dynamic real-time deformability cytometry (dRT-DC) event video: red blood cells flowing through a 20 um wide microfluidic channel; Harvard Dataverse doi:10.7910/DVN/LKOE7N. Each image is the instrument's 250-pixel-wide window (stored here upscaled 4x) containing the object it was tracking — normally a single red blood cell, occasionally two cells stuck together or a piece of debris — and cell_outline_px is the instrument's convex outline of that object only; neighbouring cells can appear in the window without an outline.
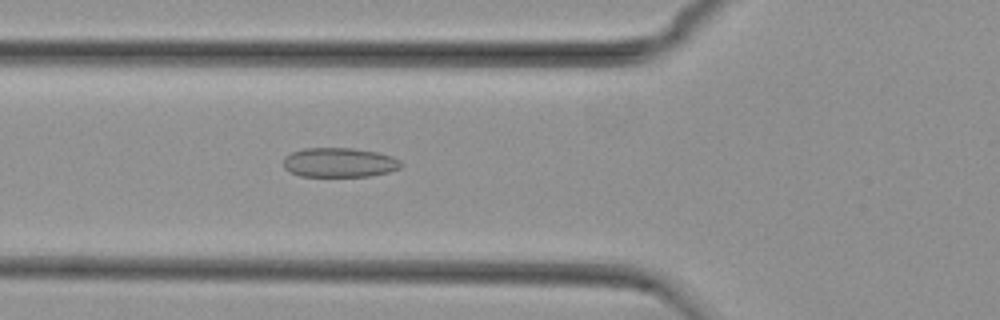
{"species": "common noctule bat (a hibernating species)", "species_latin": "Nyctalus noctula", "temperature_condition": "cold", "stored_images_in_passage": 44, "camera_frame_rate_fps": 3000, "um_per_image_px": 0.085, "animal": {"sex": "female", "body_mass_g": 29.2, "forearm_length_mm": 56.3}, "frame": {"image": 1, "passage_image": 20, "time_ms": 6.333, "image_size_px": [1000, 320], "cell_outline_px": [[400, 168], [388, 172], [368, 176], [300, 176], [288, 172], [284, 168], [284, 156], [292, 152], [304, 148], [352, 148], [376, 152], [392, 156], [400, 160]], "centroid_in_image_um": [28.8, 13.81], "position_along_channel_um": 97.0, "area_um2": 20.17}}
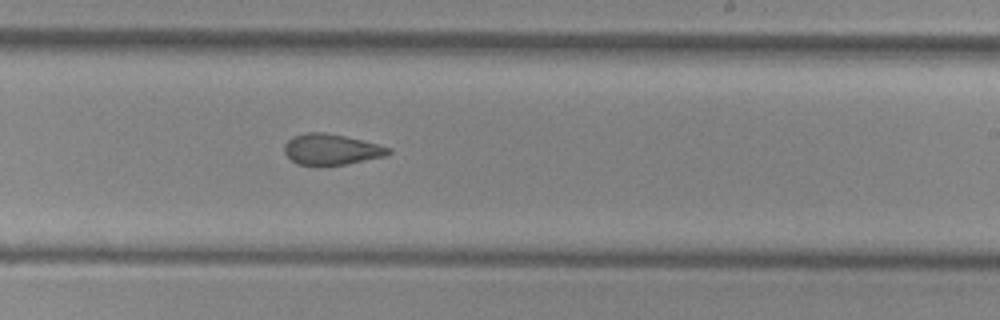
{"frame": {"image": 2, "passage_image": 33, "time_ms": 10.667, "image_size_px": [1000, 320], "cell_outline_px": [[392, 152], [384, 156], [344, 164], [320, 168], [296, 164], [284, 152], [284, 144], [292, 136], [308, 132], [324, 132], [344, 136], [392, 148]], "centroid_in_image_um": [28.1, 12.73], "position_along_channel_um": 260.9, "area_um2": 18.96}}
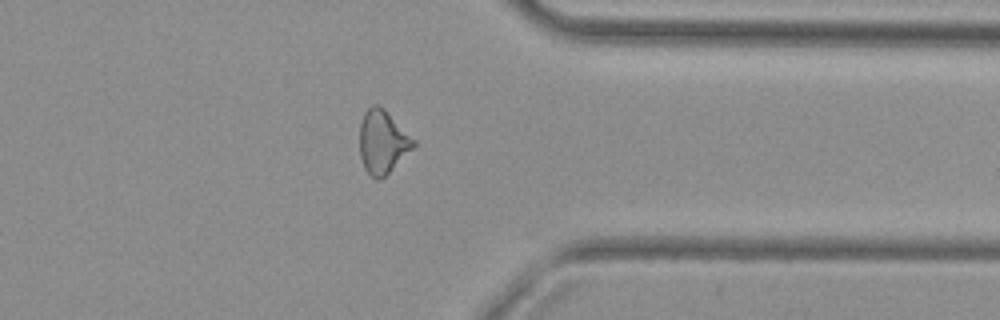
{"frame": {"image": 3, "passage_image": 43, "time_ms": 14.0, "image_size_px": [1000, 320], "cell_outline_px": [[416, 144], [384, 176], [376, 180], [364, 168], [360, 156], [360, 124], [364, 112], [372, 104], [376, 104], [384, 108], [416, 140]], "centroid_in_image_um": [32.51, 12.02], "position_along_channel_um": 378.9, "area_um2": 19.59}, "authors_computed_cell_mechanics": {"area_um2": 20.0855, "velocity_mm_per_s": 3.7725, "shape_relaxation_time_tau1_ms": null, "shape_relaxation_time_tau2_ms": 3.1944, "deformation_change_tau1": null, "deformation_change_tau2": 0.1158}}